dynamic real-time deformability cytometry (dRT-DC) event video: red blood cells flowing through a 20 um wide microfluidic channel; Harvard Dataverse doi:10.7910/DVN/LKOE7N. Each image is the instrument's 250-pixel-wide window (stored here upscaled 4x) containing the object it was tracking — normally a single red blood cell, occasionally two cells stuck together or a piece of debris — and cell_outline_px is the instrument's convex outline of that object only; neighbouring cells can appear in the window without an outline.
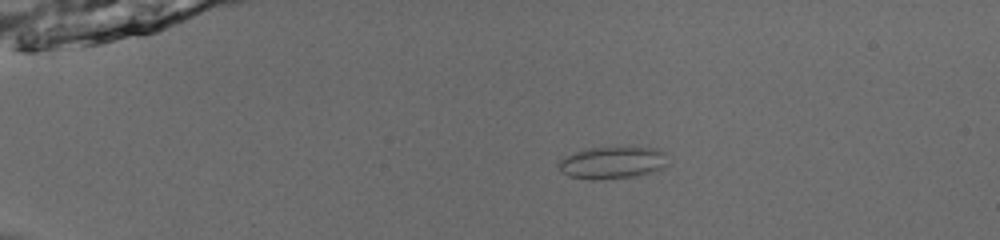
{"species": "common noctule bat (a hibernating species)", "species_latin": "Nyctalus noctula", "temperature_condition": "room temperature", "stored_images_in_passage": 53, "camera_frame_rate_fps": 3000, "um_per_image_px": 0.085, "animal": {"sex": "male", "body_mass_g": 13.0, "forearm_length_mm": 53.1}, "frame": {"image": 1, "passage_image": 13, "time_ms": 4.0, "image_size_px": [1000, 240], "cell_outline_px": [[668, 164], [664, 168], [632, 176], [592, 180], [568, 176], [560, 172], [560, 160], [564, 156], [588, 148], [656, 148], [664, 152]], "centroid_in_image_um": [52.03, 13.83], "position_along_channel_um": 33.0, "area_um2": 20.06}}
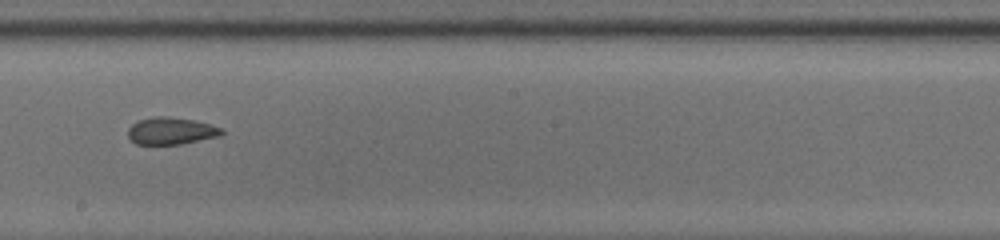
{"frame": {"image": 2, "passage_image": 33, "time_ms": 10.667, "image_size_px": [1000, 240], "cell_outline_px": [[224, 132], [220, 136], [180, 144], [136, 144], [128, 136], [128, 128], [132, 124], [140, 120], [156, 116], [168, 116], [192, 120], [224, 128]], "centroid_in_image_um": [14.55, 11.13], "position_along_channel_um": 233.6, "area_um2": 14.68}}
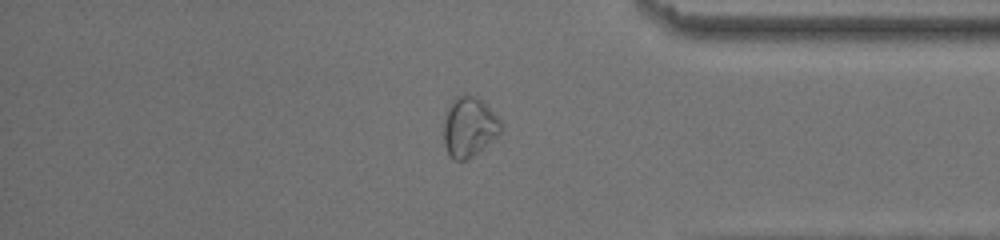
{"frame": {"image": 3, "passage_image": 46, "time_ms": 15.0, "image_size_px": [1000, 240], "cell_outline_px": [[504, 128], [500, 136], [472, 156], [464, 160], [452, 160], [444, 144], [444, 120], [448, 108], [452, 100], [456, 96], [476, 96], [504, 124]], "centroid_in_image_um": [39.91, 10.82], "position_along_channel_um": 395.3, "area_um2": 19.88}, "authors_computed_cell_mechanics": {"area_um2": 17.5134, "velocity_mm_per_s": 3.9667, "shape_relaxation_time_tau1_ms": null, "shape_relaxation_time_tau2_ms": 1.7712, "deformation_change_tau1": null, "deformation_change_tau2": 0.0496}}